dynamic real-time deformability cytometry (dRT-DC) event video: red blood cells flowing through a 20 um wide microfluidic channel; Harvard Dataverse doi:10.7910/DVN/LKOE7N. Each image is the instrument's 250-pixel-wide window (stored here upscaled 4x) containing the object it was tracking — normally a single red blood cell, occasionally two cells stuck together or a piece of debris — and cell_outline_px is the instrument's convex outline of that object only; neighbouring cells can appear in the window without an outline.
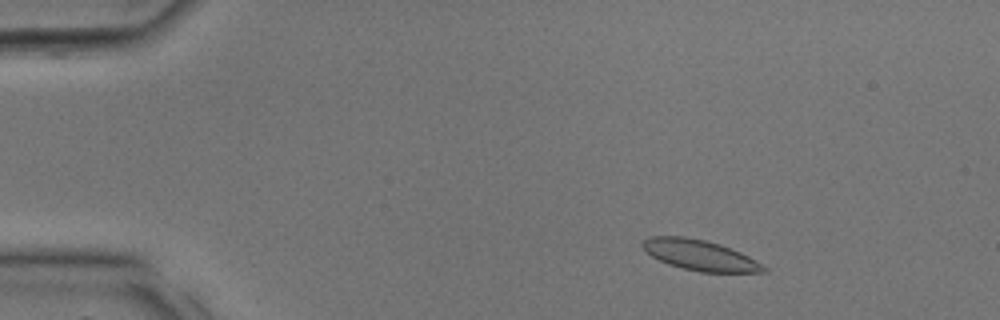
{"species": "common noctule bat (a hibernating species)", "species_latin": "Nyctalus noctula", "temperature_condition": "room temperature", "stored_images_in_passage": 19, "camera_frame_rate_fps": 3000, "um_per_image_px": 0.085, "animal": {"sex": "male", "body_mass_g": 17.9, "forearm_length_mm": 54.2}, "frame": {"image": 1, "passage_image": 4, "time_ms": 1.0, "image_size_px": [1000, 320], "cell_outline_px": [[768, 272], [700, 272], [668, 264], [652, 256], [640, 244], [648, 236], [684, 236], [704, 240], [720, 244], [740, 252], [756, 260], [768, 268]], "centroid_in_image_um": [59.51, 21.68], "position_along_channel_um": 25.5, "area_um2": 21.39}}
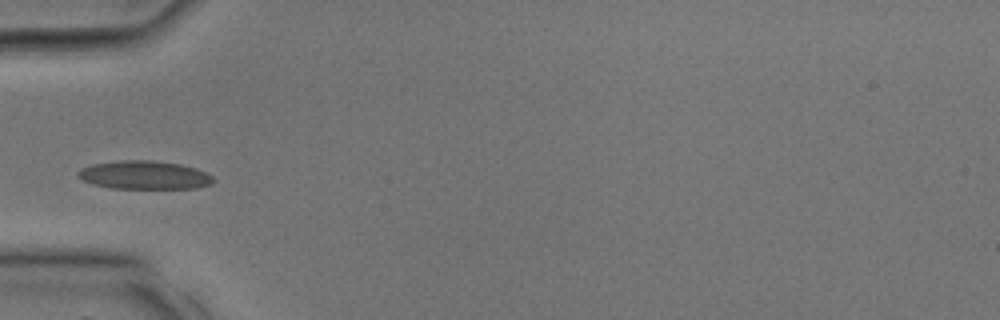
{"frame": {"image": 2, "passage_image": 10, "time_ms": 3.0, "image_size_px": [1000, 320], "cell_outline_px": [[216, 180], [212, 184], [196, 188], [112, 188], [92, 184], [76, 176], [76, 172], [80, 168], [92, 164], [116, 160], [152, 160], [180, 164], [196, 168], [212, 176]], "centroid_in_image_um": [12.25, 14.87], "position_along_channel_um": 72.8, "area_um2": 22.54}}
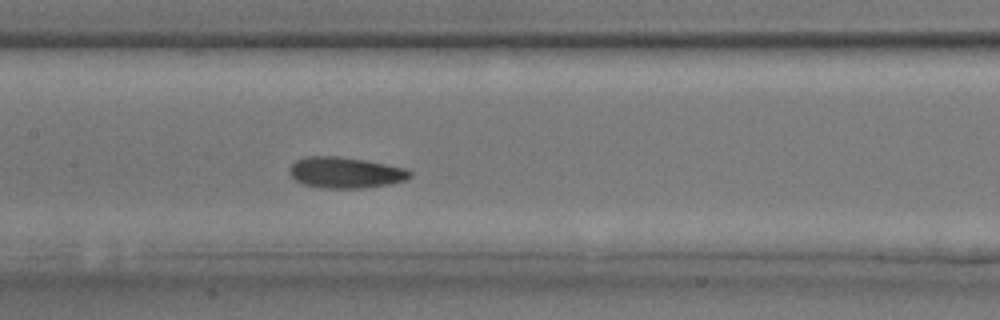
{"frame": {"image": 3, "passage_image": 15, "time_ms": 4.667, "image_size_px": [1000, 320], "cell_outline_px": [[412, 176], [404, 180], [388, 184], [360, 188], [320, 188], [304, 184], [296, 180], [288, 172], [288, 168], [296, 160], [308, 156], [340, 156], [364, 160], [404, 168], [412, 172]], "centroid_in_image_um": [29.32, 14.66], "position_along_channel_um": 178.1, "area_um2": 21.62}}